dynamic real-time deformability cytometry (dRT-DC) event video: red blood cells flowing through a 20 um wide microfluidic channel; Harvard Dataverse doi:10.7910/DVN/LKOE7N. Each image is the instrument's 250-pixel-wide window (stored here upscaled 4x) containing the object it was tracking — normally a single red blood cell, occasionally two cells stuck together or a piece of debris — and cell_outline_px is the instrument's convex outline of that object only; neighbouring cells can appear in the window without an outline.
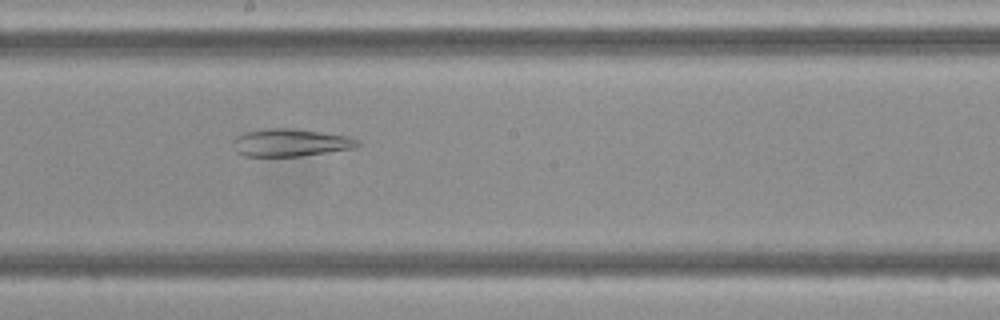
{"species": "Egyptian fruit bat (a non-hibernating species)", "species_latin": "Rousettus aegyptiacus", "temperature_condition": "cold", "stored_images_in_passage": 48, "segment_of_instrument_passage": [2, 2], "camera_frame_rate_fps": 3000, "um_per_image_px": 0.085, "frame": {"image": 1, "passage_image": 26, "time_ms": 8.333, "image_size_px": [1000, 320], "cell_outline_px": [[360, 144], [356, 148], [300, 156], [244, 156], [236, 152], [236, 136], [244, 132], [260, 128], [292, 128], [348, 136], [360, 140]], "centroid_in_image_um": [24.73, 12.11], "position_along_channel_um": 223.5, "area_um2": 20.0}}
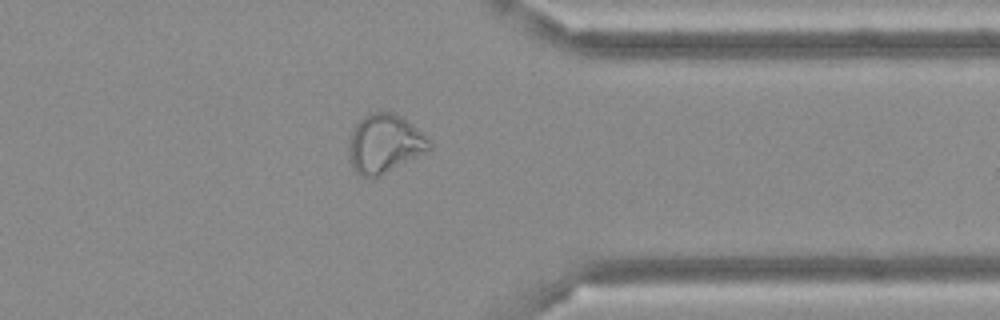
{"frame": {"image": 2, "passage_image": 38, "time_ms": 12.333, "image_size_px": [1000, 320], "cell_outline_px": [[432, 148], [428, 152], [380, 176], [360, 176], [356, 172], [348, 160], [348, 140], [356, 124], [368, 112], [392, 112], [400, 116], [424, 132], [432, 140]], "centroid_in_image_um": [32.72, 12.21], "position_along_channel_um": 378.7, "area_um2": 28.03}}
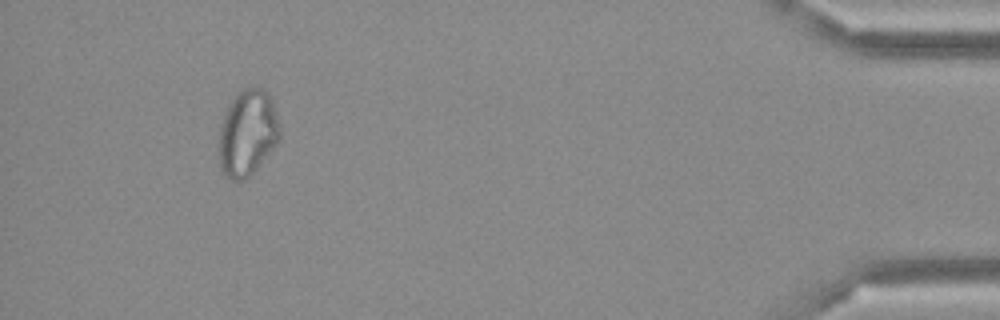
{"frame": {"image": 3, "passage_image": 45, "time_ms": 14.667, "image_size_px": [1000, 320], "cell_outline_px": [[280, 140], [252, 176], [244, 180], [232, 180], [224, 176], [220, 168], [216, 152], [220, 124], [224, 112], [228, 104], [236, 92], [244, 88], [256, 84], [272, 100], [276, 112], [280, 128]], "centroid_in_image_um": [20.99, 11.33], "position_along_channel_um": 414.2, "area_um2": 31.73}}